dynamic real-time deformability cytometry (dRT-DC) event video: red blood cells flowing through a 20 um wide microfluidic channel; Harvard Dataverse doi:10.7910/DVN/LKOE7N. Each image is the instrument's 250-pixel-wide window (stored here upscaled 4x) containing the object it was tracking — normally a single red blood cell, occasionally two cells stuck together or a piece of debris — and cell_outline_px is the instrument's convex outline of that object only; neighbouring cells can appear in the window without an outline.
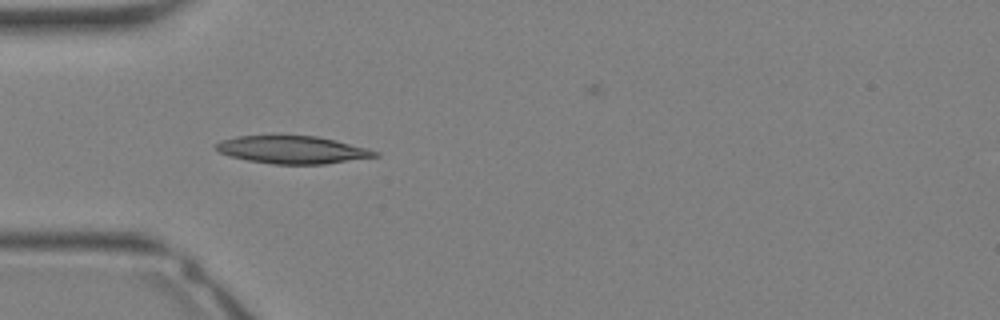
{"species": "Egyptian fruit bat (a non-hibernating species)", "species_latin": "Rousettus aegyptiacus", "temperature_condition": "warm", "stored_images_in_passage": 4, "camera_frame_rate_fps": 3000, "um_per_image_px": 0.085, "animal": {"sex": "female"}, "frame": {"image": 1, "passage_image": 2, "time_ms": 0.333, "image_size_px": [1000, 320], "cell_outline_px": [[380, 156], [324, 164], [272, 164], [248, 160], [232, 156], [220, 152], [216, 148], [216, 144], [220, 140], [236, 136], [316, 136], [336, 140], [368, 148], [380, 152]], "centroid_in_image_um": [24.9, 12.73], "position_along_channel_um": 60.1, "area_um2": 25.49}}